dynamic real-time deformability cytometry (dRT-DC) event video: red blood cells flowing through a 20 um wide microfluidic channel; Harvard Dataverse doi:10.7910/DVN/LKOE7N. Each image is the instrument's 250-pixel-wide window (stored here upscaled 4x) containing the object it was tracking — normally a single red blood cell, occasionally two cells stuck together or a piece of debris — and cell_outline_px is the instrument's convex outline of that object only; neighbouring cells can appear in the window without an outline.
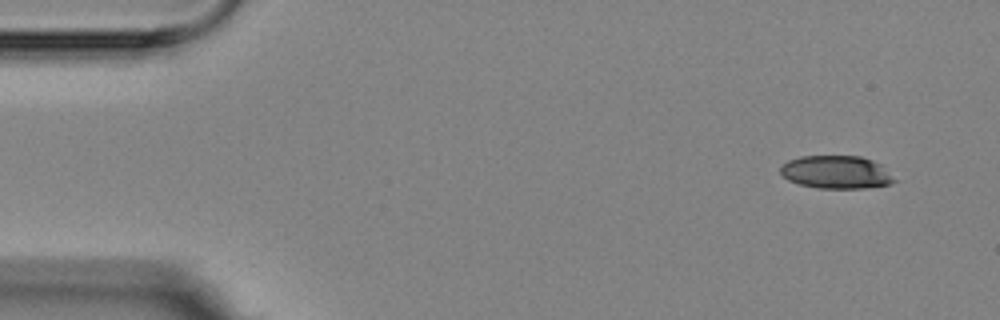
{"species": "Egyptian fruit bat (a non-hibernating species)", "species_latin": "Rousettus aegyptiacus", "temperature_condition": "room temperature", "stored_images_in_passage": 4, "camera_frame_rate_fps": 3000, "um_per_image_px": 0.085, "animal": {"sex": "female"}, "frame": {"image": 1, "passage_image": 1, "time_ms": 0.0, "image_size_px": [1000, 320], "cell_outline_px": [[896, 180], [892, 184], [864, 188], [816, 188], [800, 184], [788, 180], [780, 172], [780, 168], [788, 160], [800, 156], [860, 156], [872, 160], [880, 164]], "centroid_in_image_um": [71.08, 14.63], "position_along_channel_um": 13.9, "area_um2": 21.79}}
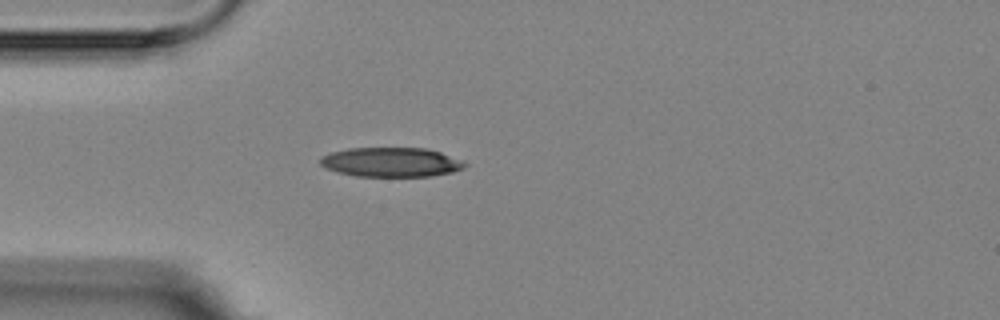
{"frame": {"image": 2, "passage_image": 4, "time_ms": 3.667, "image_size_px": [1000, 320], "cell_outline_px": [[468, 164], [464, 168], [452, 172], [428, 176], [356, 176], [336, 172], [320, 164], [320, 156], [332, 152], [348, 148], [424, 148], [440, 152], [460, 160]], "centroid_in_image_um": [33.22, 13.78], "position_along_channel_um": 51.8, "area_um2": 24.62}}